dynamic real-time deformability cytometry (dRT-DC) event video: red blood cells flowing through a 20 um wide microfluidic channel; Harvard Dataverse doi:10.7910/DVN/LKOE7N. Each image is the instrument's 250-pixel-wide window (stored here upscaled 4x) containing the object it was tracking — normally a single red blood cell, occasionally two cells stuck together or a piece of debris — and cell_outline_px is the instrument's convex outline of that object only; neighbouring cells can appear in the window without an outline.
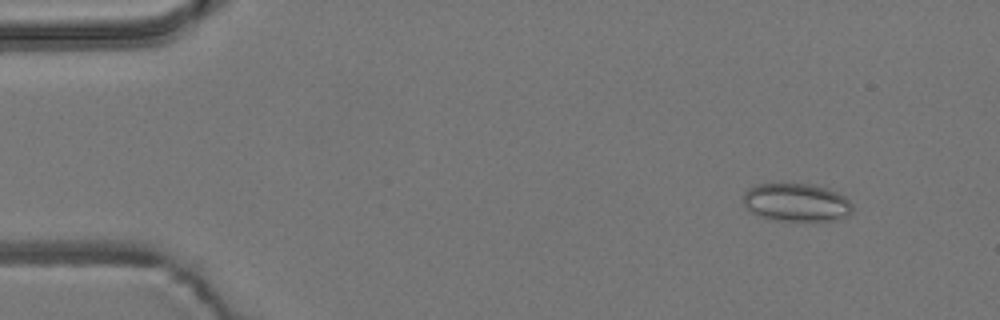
{"species": "common noctule bat (a hibernating species)", "species_latin": "Nyctalus noctula", "temperature_condition": "room temperature", "stored_images_in_passage": 57, "segment_of_instrument_passage": [1, 2], "camera_frame_rate_fps": 3000, "um_per_image_px": 0.085, "animal": {"sex": "male", "body_mass_g": 19.2, "forearm_length_mm": 51.8}, "frame": {"image": 1, "passage_image": 6, "time_ms": 1.667, "image_size_px": [1000, 320], "cell_outline_px": [[852, 212], [848, 216], [836, 220], [768, 220], [756, 216], [748, 212], [744, 204], [744, 192], [748, 188], [756, 184], [812, 184], [836, 192], [844, 196], [852, 204]], "centroid_in_image_um": [67.64, 17.22], "position_along_channel_um": 17.4, "area_um2": 24.39}}
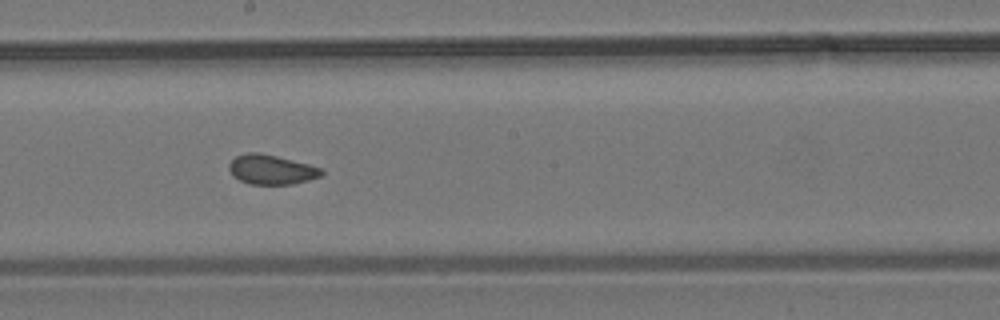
{"frame": {"image": 2, "passage_image": 31, "time_ms": 10.0, "image_size_px": [1000, 320], "cell_outline_px": [[324, 172], [320, 176], [308, 180], [292, 184], [248, 184], [232, 176], [228, 168], [228, 164], [236, 156], [248, 152], [260, 152], [324, 168]], "centroid_in_image_um": [23.05, 14.41], "position_along_channel_um": 225.2, "area_um2": 16.01}}
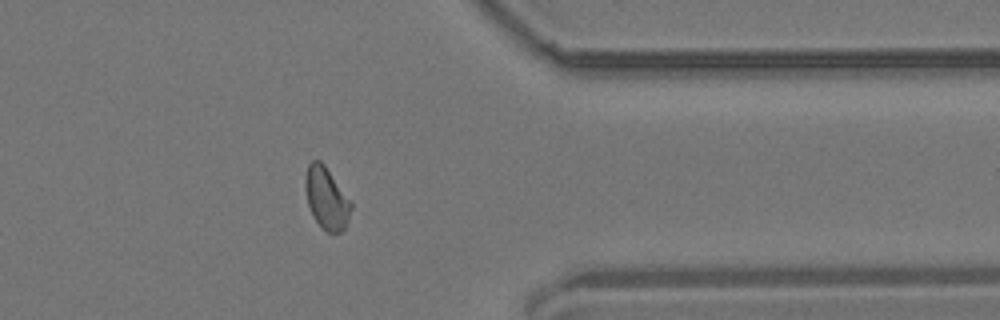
{"frame": {"image": 3, "passage_image": 45, "time_ms": 14.667, "image_size_px": [1000, 320], "cell_outline_px": [[352, 208], [348, 220], [344, 228], [340, 232], [328, 232], [320, 228], [308, 204], [304, 188], [304, 180], [308, 164], [312, 160], [320, 160], [324, 164], [352, 204]], "centroid_in_image_um": [27.72, 16.84], "position_along_channel_um": 383.7, "area_um2": 16.3}}